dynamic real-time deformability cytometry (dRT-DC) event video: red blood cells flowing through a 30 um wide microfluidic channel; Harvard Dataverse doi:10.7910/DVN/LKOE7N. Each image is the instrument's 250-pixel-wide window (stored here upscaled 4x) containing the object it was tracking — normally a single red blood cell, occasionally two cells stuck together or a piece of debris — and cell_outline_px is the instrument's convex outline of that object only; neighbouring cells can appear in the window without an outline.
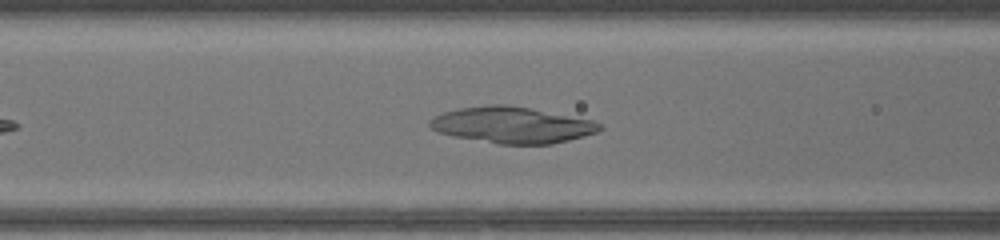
{"species": "common noctule bat (a hibernating species)", "species_latin": "Nyctalus noctula", "temperature_condition": "warm", "stored_images_in_passage": 34, "camera_frame_rate_fps": 3000, "um_per_image_px": 0.085, "animal": {"sex": "female", "body_mass_g": 17.0, "forearm_length_mm": 48.0}, "frame": {"image": 1, "passage_image": 9, "time_ms": 2.667, "image_size_px": [1000, 240], "cell_outline_px": [[604, 128], [596, 132], [568, 140], [552, 144], [500, 144], [456, 136], [440, 132], [432, 128], [428, 124], [428, 120], [444, 112], [460, 108], [488, 104], [504, 104], [528, 108], [592, 120], [604, 124]], "centroid_in_image_um": [43.55, 10.62], "position_along_channel_um": 123.1, "area_um2": 35.43}}
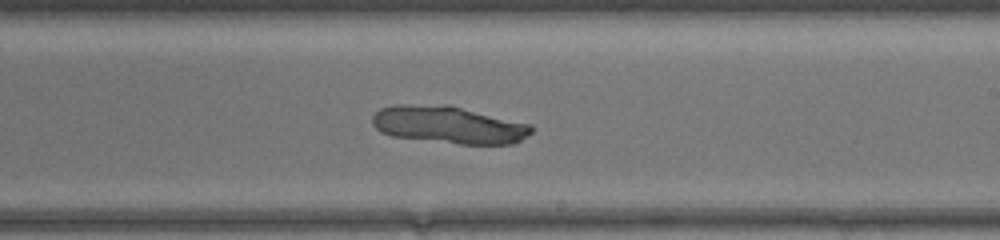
{"frame": {"image": 2, "passage_image": 18, "time_ms": 5.667, "image_size_px": [1000, 240], "cell_outline_px": [[532, 132], [516, 144], [460, 144], [392, 136], [380, 132], [372, 124], [372, 116], [380, 108], [392, 104], [448, 104], [532, 124]], "centroid_in_image_um": [38.13, 10.59], "position_along_channel_um": 250.9, "area_um2": 35.08}}
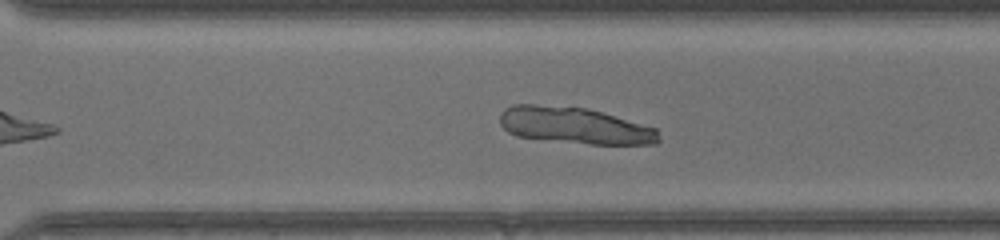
{"frame": {"image": 3, "passage_image": 23, "time_ms": 7.333, "image_size_px": [1000, 240], "cell_outline_px": [[660, 140], [656, 144], [592, 144], [516, 136], [508, 132], [500, 124], [500, 112], [504, 108], [512, 104], [536, 104], [584, 108], [600, 112], [656, 128]], "centroid_in_image_um": [48.8, 10.66], "position_along_channel_um": 321.8, "area_um2": 33.47}}